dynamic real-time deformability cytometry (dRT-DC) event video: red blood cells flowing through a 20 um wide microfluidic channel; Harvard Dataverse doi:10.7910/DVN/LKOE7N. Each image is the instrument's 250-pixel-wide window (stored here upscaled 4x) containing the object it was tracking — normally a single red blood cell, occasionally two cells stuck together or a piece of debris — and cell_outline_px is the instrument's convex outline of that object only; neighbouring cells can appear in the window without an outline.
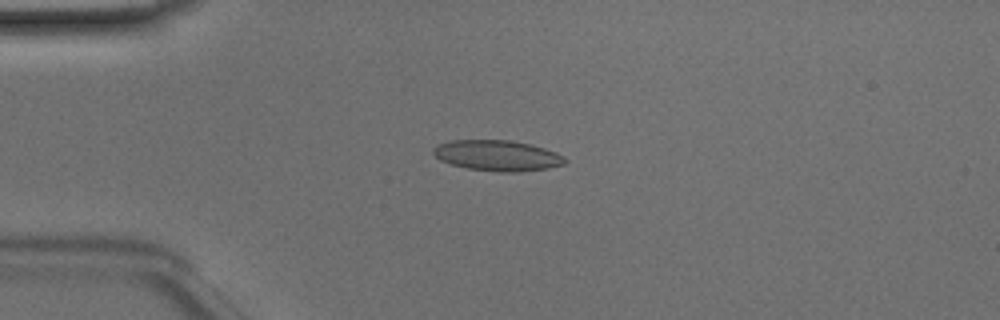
{"species": "Egyptian fruit bat (a non-hibernating species)", "species_latin": "Rousettus aegyptiacus", "temperature_condition": "room temperature", "stored_images_in_passage": 48, "camera_frame_rate_fps": 3000, "um_per_image_px": 0.085, "animal": {"sex": "male"}, "frame": {"image": 1, "passage_image": 12, "time_ms": 3.667, "image_size_px": [1000, 320], "cell_outline_px": [[568, 160], [564, 164], [548, 168], [520, 172], [500, 172], [468, 168], [452, 164], [440, 160], [432, 152], [432, 148], [436, 144], [448, 140], [512, 140], [532, 144], [556, 152], [564, 156]], "centroid_in_image_um": [42.28, 13.21], "position_along_channel_um": 42.7, "area_um2": 23.76}}
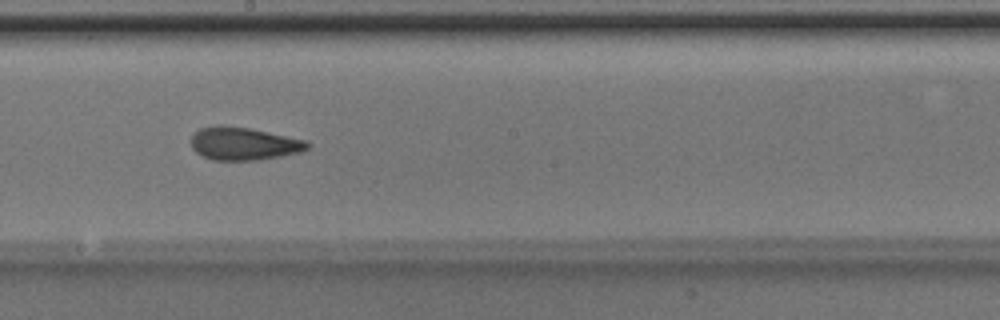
{"frame": {"image": 2, "passage_image": 27, "time_ms": 8.667, "image_size_px": [1000, 320], "cell_outline_px": [[308, 148], [300, 152], [260, 160], [212, 160], [196, 152], [192, 148], [192, 136], [200, 128], [220, 124], [248, 128], [304, 140], [308, 144]], "centroid_in_image_um": [20.67, 12.21], "position_along_channel_um": 227.5, "area_um2": 21.96}}
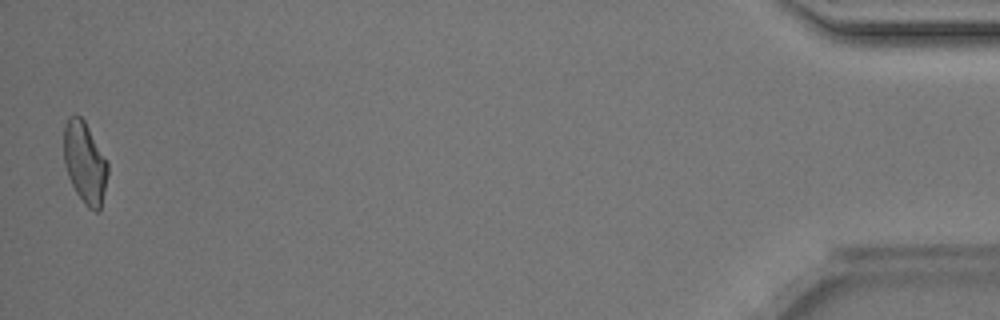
{"frame": {"image": 3, "passage_image": 48, "time_ms": 15.667, "image_size_px": [1000, 320], "cell_outline_px": [[108, 172], [100, 212], [96, 212], [88, 208], [84, 204], [76, 192], [68, 176], [64, 164], [64, 124], [68, 116], [80, 116], [84, 120], [108, 164]], "centroid_in_image_um": [7.2, 13.85], "position_along_channel_um": 428.0, "area_um2": 20.75}, "authors_computed_cell_mechanics": {"area_um2": 21.7328, "velocity_mm_per_s": 4.1642, "shape_relaxation_time_tau1_ms": null, "shape_relaxation_time_tau2_ms": 3.4769, "deformation_change_tau1": null, "deformation_change_tau2": 0.1185}}